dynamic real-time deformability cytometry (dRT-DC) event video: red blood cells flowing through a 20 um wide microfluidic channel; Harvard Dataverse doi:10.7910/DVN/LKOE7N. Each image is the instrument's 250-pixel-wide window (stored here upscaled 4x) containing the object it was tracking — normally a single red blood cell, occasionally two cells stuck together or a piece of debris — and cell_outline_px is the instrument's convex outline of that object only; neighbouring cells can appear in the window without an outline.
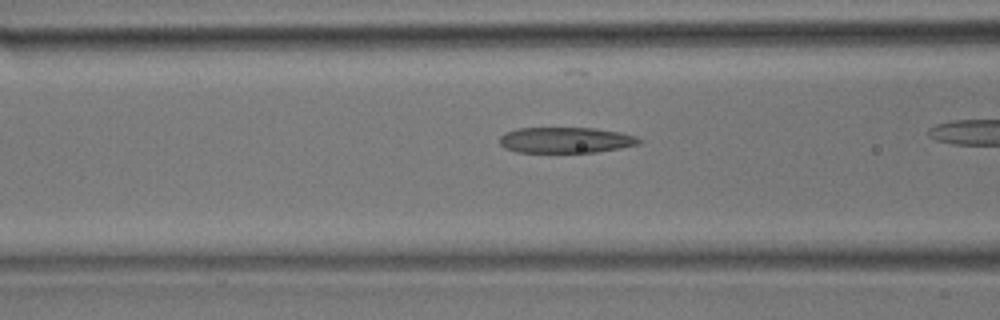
{"species": "common noctule bat (a hibernating species)", "species_latin": "Nyctalus noctula", "temperature_condition": "room temperature", "stored_images_in_passage": 28, "camera_frame_rate_fps": 3000, "um_per_image_px": 0.085, "animal": {"sex": "male", "body_mass_g": 17.9}, "frame": {"image": 1, "passage_image": 9, "time_ms": 2.667, "image_size_px": [1000, 320], "cell_outline_px": [[644, 140], [640, 144], [620, 148], [596, 152], [516, 152], [504, 148], [500, 144], [500, 136], [504, 132], [516, 128], [596, 128], [620, 132], [636, 136]], "centroid_in_image_um": [48.09, 11.9], "position_along_channel_um": 118.5, "area_um2": 21.15}}